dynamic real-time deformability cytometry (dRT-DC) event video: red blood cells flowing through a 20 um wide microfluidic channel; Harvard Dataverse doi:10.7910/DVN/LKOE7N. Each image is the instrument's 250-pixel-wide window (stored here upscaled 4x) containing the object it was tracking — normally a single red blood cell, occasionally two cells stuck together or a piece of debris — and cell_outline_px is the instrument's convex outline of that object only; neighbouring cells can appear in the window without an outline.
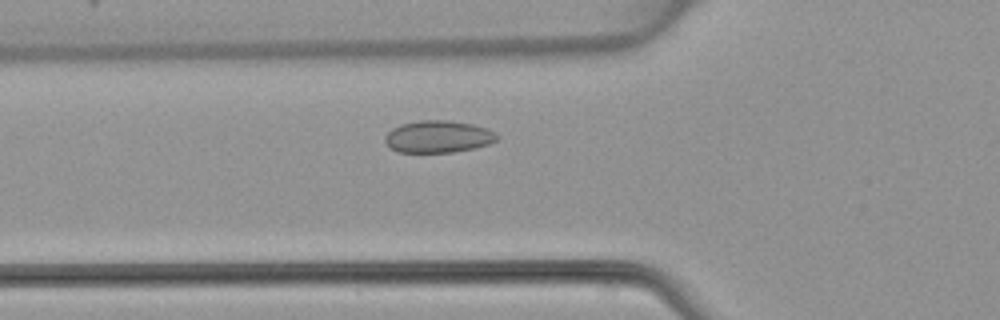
{"species": "common noctule bat (a hibernating species)", "species_latin": "Nyctalus noctula", "temperature_condition": "warm", "stored_images_in_passage": 4, "camera_frame_rate_fps": 3000, "um_per_image_px": 0.085, "animal": {"sex": "female", "body_mass_g": 22.7, "forearm_length_mm": 54.2}, "frame": {"image": 1, "passage_image": 4, "time_ms": 3.667, "image_size_px": [1000, 320], "cell_outline_px": [[500, 136], [496, 140], [488, 144], [472, 148], [452, 152], [396, 152], [384, 140], [384, 136], [392, 128], [400, 124], [420, 120], [448, 120], [472, 124], [496, 132]], "centroid_in_image_um": [37.23, 11.6], "position_along_channel_um": 88.6, "area_um2": 20.87}}